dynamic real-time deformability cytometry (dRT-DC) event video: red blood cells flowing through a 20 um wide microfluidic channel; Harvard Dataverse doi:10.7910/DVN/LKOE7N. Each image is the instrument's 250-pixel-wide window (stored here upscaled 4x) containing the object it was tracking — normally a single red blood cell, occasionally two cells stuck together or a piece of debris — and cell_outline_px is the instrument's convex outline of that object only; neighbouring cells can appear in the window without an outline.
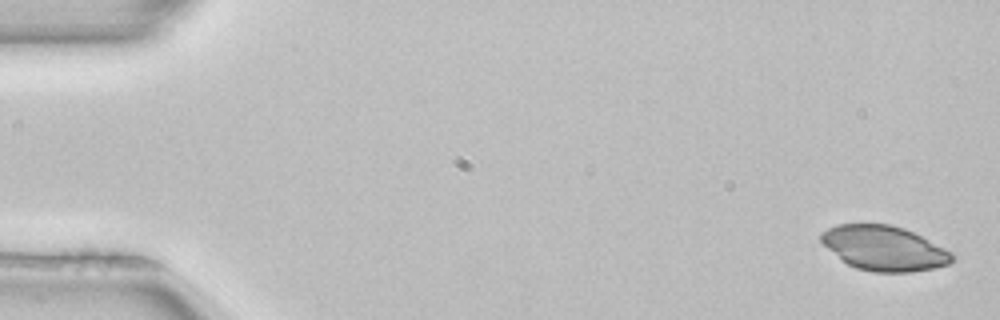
{"species": "common noctule bat (a hibernating species)", "species_latin": "Nyctalus noctula", "temperature_condition": "room temperature", "stored_images_in_passage": 5, "camera_frame_rate_fps": 3000, "um_per_image_px": 0.085, "animal": {"sex": "female", "body_mass_g": 22.7, "forearm_length_mm": 54.2}, "frame": {"image": 1, "passage_image": 1, "time_ms": 0.0, "image_size_px": [1000, 320], "cell_outline_px": [[952, 260], [948, 264], [936, 268], [912, 272], [872, 272], [856, 268], [848, 264], [828, 248], [820, 240], [820, 232], [836, 224], [892, 224], [904, 228], [952, 252]], "centroid_in_image_um": [75.13, 21.1], "position_along_channel_um": 9.9, "area_um2": 33.93}}